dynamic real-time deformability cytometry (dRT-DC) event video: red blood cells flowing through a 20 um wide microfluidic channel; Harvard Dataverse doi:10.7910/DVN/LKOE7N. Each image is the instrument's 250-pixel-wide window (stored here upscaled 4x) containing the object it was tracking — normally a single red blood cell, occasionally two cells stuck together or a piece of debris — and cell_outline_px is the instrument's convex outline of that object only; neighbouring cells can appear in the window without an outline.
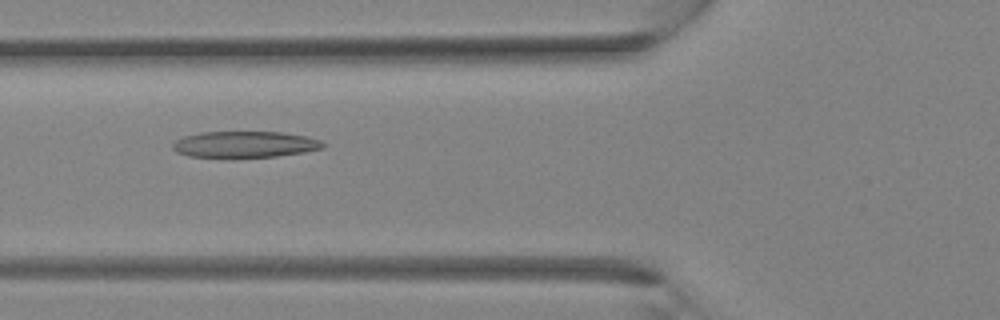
{"species": "Egyptian fruit bat (a non-hibernating species)", "species_latin": "Rousettus aegyptiacus", "temperature_condition": "room temperature", "stored_images_in_passage": 36, "camera_frame_rate_fps": 3000, "um_per_image_px": 0.085, "animal": {"sex": "female"}, "frame": {"image": 1, "passage_image": 14, "time_ms": 4.333, "image_size_px": [1000, 320], "cell_outline_px": [[328, 144], [324, 148], [304, 152], [276, 156], [188, 156], [176, 152], [172, 148], [172, 144], [176, 140], [184, 136], [200, 132], [284, 132], [304, 136], [320, 140]], "centroid_in_image_um": [20.83, 12.25], "position_along_channel_um": 105.0, "area_um2": 22.72}}
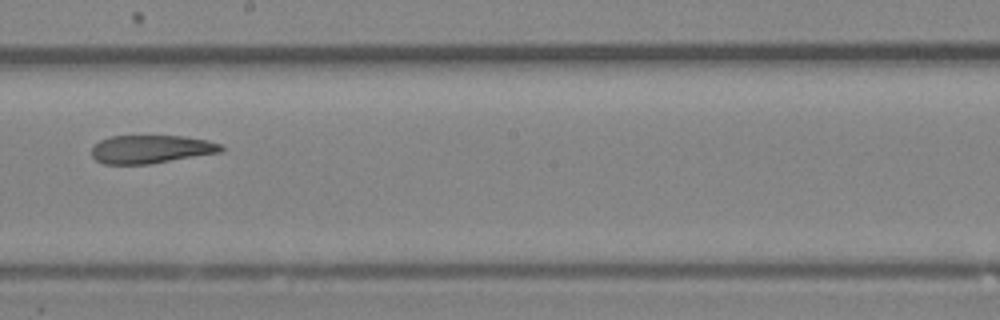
{"frame": {"image": 2, "passage_image": 21, "time_ms": 6.667, "image_size_px": [1000, 320], "cell_outline_px": [[224, 148], [220, 152], [148, 164], [104, 164], [96, 160], [92, 156], [92, 148], [100, 140], [112, 136], [184, 136], [208, 140], [220, 144]], "centroid_in_image_um": [12.82, 12.68], "position_along_channel_um": 235.4, "area_um2": 21.1}}
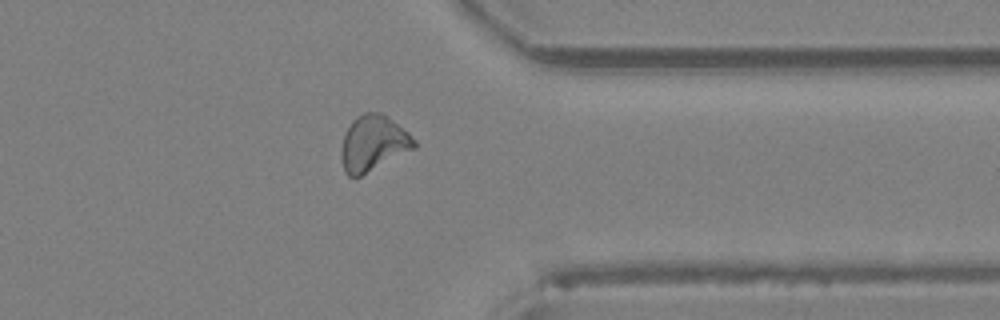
{"frame": {"image": 3, "passage_image": 29, "time_ms": 9.333, "image_size_px": [1000, 320], "cell_outline_px": [[416, 148], [360, 176], [348, 176], [344, 172], [340, 156], [340, 152], [344, 132], [352, 120], [356, 116], [364, 112], [380, 112], [388, 116], [408, 132], [416, 140]], "centroid_in_image_um": [31.71, 12.16], "position_along_channel_um": 379.7, "area_um2": 23.87}}